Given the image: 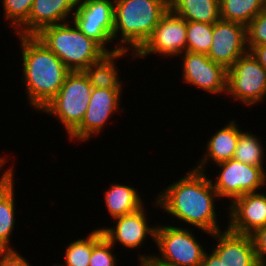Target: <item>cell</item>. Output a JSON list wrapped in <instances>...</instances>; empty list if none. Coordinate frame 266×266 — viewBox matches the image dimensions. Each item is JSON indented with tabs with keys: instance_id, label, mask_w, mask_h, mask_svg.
Here are the masks:
<instances>
[{
	"instance_id": "obj_1",
	"label": "cell",
	"mask_w": 266,
	"mask_h": 266,
	"mask_svg": "<svg viewBox=\"0 0 266 266\" xmlns=\"http://www.w3.org/2000/svg\"><path fill=\"white\" fill-rule=\"evenodd\" d=\"M206 172L190 168L179 180L163 187L154 199V207L211 235L221 231L215 201L220 198Z\"/></svg>"
},
{
	"instance_id": "obj_2",
	"label": "cell",
	"mask_w": 266,
	"mask_h": 266,
	"mask_svg": "<svg viewBox=\"0 0 266 266\" xmlns=\"http://www.w3.org/2000/svg\"><path fill=\"white\" fill-rule=\"evenodd\" d=\"M21 61L23 62V83L30 107L41 112L62 87L70 70L35 35H18Z\"/></svg>"
},
{
	"instance_id": "obj_3",
	"label": "cell",
	"mask_w": 266,
	"mask_h": 266,
	"mask_svg": "<svg viewBox=\"0 0 266 266\" xmlns=\"http://www.w3.org/2000/svg\"><path fill=\"white\" fill-rule=\"evenodd\" d=\"M168 9L169 0H114L113 43L135 59Z\"/></svg>"
},
{
	"instance_id": "obj_4",
	"label": "cell",
	"mask_w": 266,
	"mask_h": 266,
	"mask_svg": "<svg viewBox=\"0 0 266 266\" xmlns=\"http://www.w3.org/2000/svg\"><path fill=\"white\" fill-rule=\"evenodd\" d=\"M35 36L55 53L70 71H84L107 54L96 41L81 32L72 20L44 27Z\"/></svg>"
},
{
	"instance_id": "obj_5",
	"label": "cell",
	"mask_w": 266,
	"mask_h": 266,
	"mask_svg": "<svg viewBox=\"0 0 266 266\" xmlns=\"http://www.w3.org/2000/svg\"><path fill=\"white\" fill-rule=\"evenodd\" d=\"M92 89L84 71H70L57 95L41 111L54 116L69 136L85 116Z\"/></svg>"
},
{
	"instance_id": "obj_6",
	"label": "cell",
	"mask_w": 266,
	"mask_h": 266,
	"mask_svg": "<svg viewBox=\"0 0 266 266\" xmlns=\"http://www.w3.org/2000/svg\"><path fill=\"white\" fill-rule=\"evenodd\" d=\"M193 230L156 224L155 241L159 254H139V259L153 258L165 266H201L206 248L196 240Z\"/></svg>"
},
{
	"instance_id": "obj_7",
	"label": "cell",
	"mask_w": 266,
	"mask_h": 266,
	"mask_svg": "<svg viewBox=\"0 0 266 266\" xmlns=\"http://www.w3.org/2000/svg\"><path fill=\"white\" fill-rule=\"evenodd\" d=\"M226 95L242 102L248 107L254 106L266 98V69L256 60L250 51L239 57L227 69Z\"/></svg>"
},
{
	"instance_id": "obj_8",
	"label": "cell",
	"mask_w": 266,
	"mask_h": 266,
	"mask_svg": "<svg viewBox=\"0 0 266 266\" xmlns=\"http://www.w3.org/2000/svg\"><path fill=\"white\" fill-rule=\"evenodd\" d=\"M216 166L219 172L214 180L211 178L213 187L220 200L228 198L229 204L246 193L258 192L266 185L264 167L247 165L234 159L217 163Z\"/></svg>"
},
{
	"instance_id": "obj_9",
	"label": "cell",
	"mask_w": 266,
	"mask_h": 266,
	"mask_svg": "<svg viewBox=\"0 0 266 266\" xmlns=\"http://www.w3.org/2000/svg\"><path fill=\"white\" fill-rule=\"evenodd\" d=\"M72 22L107 53L119 51L117 45L110 51L107 46L113 44L114 0H78Z\"/></svg>"
},
{
	"instance_id": "obj_10",
	"label": "cell",
	"mask_w": 266,
	"mask_h": 266,
	"mask_svg": "<svg viewBox=\"0 0 266 266\" xmlns=\"http://www.w3.org/2000/svg\"><path fill=\"white\" fill-rule=\"evenodd\" d=\"M186 39V20L168 9L160 18L151 36L135 53V59L147 58L151 54L162 56L164 59L168 56L169 58L179 56L186 51Z\"/></svg>"
},
{
	"instance_id": "obj_11",
	"label": "cell",
	"mask_w": 266,
	"mask_h": 266,
	"mask_svg": "<svg viewBox=\"0 0 266 266\" xmlns=\"http://www.w3.org/2000/svg\"><path fill=\"white\" fill-rule=\"evenodd\" d=\"M122 93V89L93 88L85 116L68 138L86 142L103 132L113 114L125 111L119 107Z\"/></svg>"
},
{
	"instance_id": "obj_12",
	"label": "cell",
	"mask_w": 266,
	"mask_h": 266,
	"mask_svg": "<svg viewBox=\"0 0 266 266\" xmlns=\"http://www.w3.org/2000/svg\"><path fill=\"white\" fill-rule=\"evenodd\" d=\"M182 58V80L209 94L227 92V69L213 62L206 54L185 51L178 56Z\"/></svg>"
},
{
	"instance_id": "obj_13",
	"label": "cell",
	"mask_w": 266,
	"mask_h": 266,
	"mask_svg": "<svg viewBox=\"0 0 266 266\" xmlns=\"http://www.w3.org/2000/svg\"><path fill=\"white\" fill-rule=\"evenodd\" d=\"M248 51L246 26L221 18L213 24L212 44L207 54L213 62L228 69Z\"/></svg>"
},
{
	"instance_id": "obj_14",
	"label": "cell",
	"mask_w": 266,
	"mask_h": 266,
	"mask_svg": "<svg viewBox=\"0 0 266 266\" xmlns=\"http://www.w3.org/2000/svg\"><path fill=\"white\" fill-rule=\"evenodd\" d=\"M146 214L143 206L132 213L114 218L115 226L100 229L114 247L119 243L131 250L140 249L148 236L155 241L156 225L149 227Z\"/></svg>"
},
{
	"instance_id": "obj_15",
	"label": "cell",
	"mask_w": 266,
	"mask_h": 266,
	"mask_svg": "<svg viewBox=\"0 0 266 266\" xmlns=\"http://www.w3.org/2000/svg\"><path fill=\"white\" fill-rule=\"evenodd\" d=\"M266 193H246L229 204L227 228L238 234L251 235L266 226Z\"/></svg>"
},
{
	"instance_id": "obj_16",
	"label": "cell",
	"mask_w": 266,
	"mask_h": 266,
	"mask_svg": "<svg viewBox=\"0 0 266 266\" xmlns=\"http://www.w3.org/2000/svg\"><path fill=\"white\" fill-rule=\"evenodd\" d=\"M77 1L34 0L28 19L14 33L16 36L36 35L44 27L71 21Z\"/></svg>"
},
{
	"instance_id": "obj_17",
	"label": "cell",
	"mask_w": 266,
	"mask_h": 266,
	"mask_svg": "<svg viewBox=\"0 0 266 266\" xmlns=\"http://www.w3.org/2000/svg\"><path fill=\"white\" fill-rule=\"evenodd\" d=\"M224 229L210 235L217 241L213 251L224 266H261L251 236L234 233L227 226Z\"/></svg>"
},
{
	"instance_id": "obj_18",
	"label": "cell",
	"mask_w": 266,
	"mask_h": 266,
	"mask_svg": "<svg viewBox=\"0 0 266 266\" xmlns=\"http://www.w3.org/2000/svg\"><path fill=\"white\" fill-rule=\"evenodd\" d=\"M236 121L235 119L228 121V124L210 136L211 138L208 139L209 141L207 140L206 151L203 153V157L199 159L195 167L192 166L194 169L205 172V167L209 163L208 160L210 164L212 161L215 165L233 159L239 136L243 131L239 128L240 125H237Z\"/></svg>"
},
{
	"instance_id": "obj_19",
	"label": "cell",
	"mask_w": 266,
	"mask_h": 266,
	"mask_svg": "<svg viewBox=\"0 0 266 266\" xmlns=\"http://www.w3.org/2000/svg\"><path fill=\"white\" fill-rule=\"evenodd\" d=\"M15 171L0 183V250L16 249L10 242L16 223Z\"/></svg>"
},
{
	"instance_id": "obj_20",
	"label": "cell",
	"mask_w": 266,
	"mask_h": 266,
	"mask_svg": "<svg viewBox=\"0 0 266 266\" xmlns=\"http://www.w3.org/2000/svg\"><path fill=\"white\" fill-rule=\"evenodd\" d=\"M128 51L107 53L101 60L84 70L93 88L123 89L117 63ZM116 60V61H115Z\"/></svg>"
},
{
	"instance_id": "obj_21",
	"label": "cell",
	"mask_w": 266,
	"mask_h": 266,
	"mask_svg": "<svg viewBox=\"0 0 266 266\" xmlns=\"http://www.w3.org/2000/svg\"><path fill=\"white\" fill-rule=\"evenodd\" d=\"M107 189L104 192V201L111 219L132 213L145 206L142 195H139L137 188L131 185L113 183Z\"/></svg>"
},
{
	"instance_id": "obj_22",
	"label": "cell",
	"mask_w": 266,
	"mask_h": 266,
	"mask_svg": "<svg viewBox=\"0 0 266 266\" xmlns=\"http://www.w3.org/2000/svg\"><path fill=\"white\" fill-rule=\"evenodd\" d=\"M169 9L186 21L214 24L220 19V0H169Z\"/></svg>"
},
{
	"instance_id": "obj_23",
	"label": "cell",
	"mask_w": 266,
	"mask_h": 266,
	"mask_svg": "<svg viewBox=\"0 0 266 266\" xmlns=\"http://www.w3.org/2000/svg\"><path fill=\"white\" fill-rule=\"evenodd\" d=\"M266 8V0H220V18L247 26Z\"/></svg>"
},
{
	"instance_id": "obj_24",
	"label": "cell",
	"mask_w": 266,
	"mask_h": 266,
	"mask_svg": "<svg viewBox=\"0 0 266 266\" xmlns=\"http://www.w3.org/2000/svg\"><path fill=\"white\" fill-rule=\"evenodd\" d=\"M103 237V233L99 228L87 234L86 238L77 239L68 246L64 251L65 264L62 266H89L93 246Z\"/></svg>"
},
{
	"instance_id": "obj_25",
	"label": "cell",
	"mask_w": 266,
	"mask_h": 266,
	"mask_svg": "<svg viewBox=\"0 0 266 266\" xmlns=\"http://www.w3.org/2000/svg\"><path fill=\"white\" fill-rule=\"evenodd\" d=\"M261 138L251 133L250 131H242L233 159L247 165L264 167L263 159L265 147H263Z\"/></svg>"
},
{
	"instance_id": "obj_26",
	"label": "cell",
	"mask_w": 266,
	"mask_h": 266,
	"mask_svg": "<svg viewBox=\"0 0 266 266\" xmlns=\"http://www.w3.org/2000/svg\"><path fill=\"white\" fill-rule=\"evenodd\" d=\"M186 51L208 54L212 44L213 24L186 21Z\"/></svg>"
},
{
	"instance_id": "obj_27",
	"label": "cell",
	"mask_w": 266,
	"mask_h": 266,
	"mask_svg": "<svg viewBox=\"0 0 266 266\" xmlns=\"http://www.w3.org/2000/svg\"><path fill=\"white\" fill-rule=\"evenodd\" d=\"M4 20L14 32L28 19L34 0H2Z\"/></svg>"
},
{
	"instance_id": "obj_28",
	"label": "cell",
	"mask_w": 266,
	"mask_h": 266,
	"mask_svg": "<svg viewBox=\"0 0 266 266\" xmlns=\"http://www.w3.org/2000/svg\"><path fill=\"white\" fill-rule=\"evenodd\" d=\"M113 247L103 236L92 248L89 266H117L118 259L112 251Z\"/></svg>"
},
{
	"instance_id": "obj_29",
	"label": "cell",
	"mask_w": 266,
	"mask_h": 266,
	"mask_svg": "<svg viewBox=\"0 0 266 266\" xmlns=\"http://www.w3.org/2000/svg\"><path fill=\"white\" fill-rule=\"evenodd\" d=\"M247 46L266 45V8L246 26Z\"/></svg>"
},
{
	"instance_id": "obj_30",
	"label": "cell",
	"mask_w": 266,
	"mask_h": 266,
	"mask_svg": "<svg viewBox=\"0 0 266 266\" xmlns=\"http://www.w3.org/2000/svg\"><path fill=\"white\" fill-rule=\"evenodd\" d=\"M250 236L259 264L266 266V226L255 230Z\"/></svg>"
},
{
	"instance_id": "obj_31",
	"label": "cell",
	"mask_w": 266,
	"mask_h": 266,
	"mask_svg": "<svg viewBox=\"0 0 266 266\" xmlns=\"http://www.w3.org/2000/svg\"><path fill=\"white\" fill-rule=\"evenodd\" d=\"M28 261L15 249L0 250V266H32Z\"/></svg>"
},
{
	"instance_id": "obj_32",
	"label": "cell",
	"mask_w": 266,
	"mask_h": 266,
	"mask_svg": "<svg viewBox=\"0 0 266 266\" xmlns=\"http://www.w3.org/2000/svg\"><path fill=\"white\" fill-rule=\"evenodd\" d=\"M248 50L256 60L266 69V45L248 46Z\"/></svg>"
},
{
	"instance_id": "obj_33",
	"label": "cell",
	"mask_w": 266,
	"mask_h": 266,
	"mask_svg": "<svg viewBox=\"0 0 266 266\" xmlns=\"http://www.w3.org/2000/svg\"><path fill=\"white\" fill-rule=\"evenodd\" d=\"M210 252H205L201 266H224L219 256L213 250Z\"/></svg>"
},
{
	"instance_id": "obj_34",
	"label": "cell",
	"mask_w": 266,
	"mask_h": 266,
	"mask_svg": "<svg viewBox=\"0 0 266 266\" xmlns=\"http://www.w3.org/2000/svg\"><path fill=\"white\" fill-rule=\"evenodd\" d=\"M6 158L8 159V157H4L2 155L0 156V173L2 172V169L4 170V172L0 174V183H2L8 177V175H10L13 170H15L14 167L12 168L11 166L9 168H6L7 170L4 169V165L7 161Z\"/></svg>"
},
{
	"instance_id": "obj_35",
	"label": "cell",
	"mask_w": 266,
	"mask_h": 266,
	"mask_svg": "<svg viewBox=\"0 0 266 266\" xmlns=\"http://www.w3.org/2000/svg\"><path fill=\"white\" fill-rule=\"evenodd\" d=\"M139 264H140L139 266H165V265L158 263L153 258L139 259Z\"/></svg>"
}]
</instances>
